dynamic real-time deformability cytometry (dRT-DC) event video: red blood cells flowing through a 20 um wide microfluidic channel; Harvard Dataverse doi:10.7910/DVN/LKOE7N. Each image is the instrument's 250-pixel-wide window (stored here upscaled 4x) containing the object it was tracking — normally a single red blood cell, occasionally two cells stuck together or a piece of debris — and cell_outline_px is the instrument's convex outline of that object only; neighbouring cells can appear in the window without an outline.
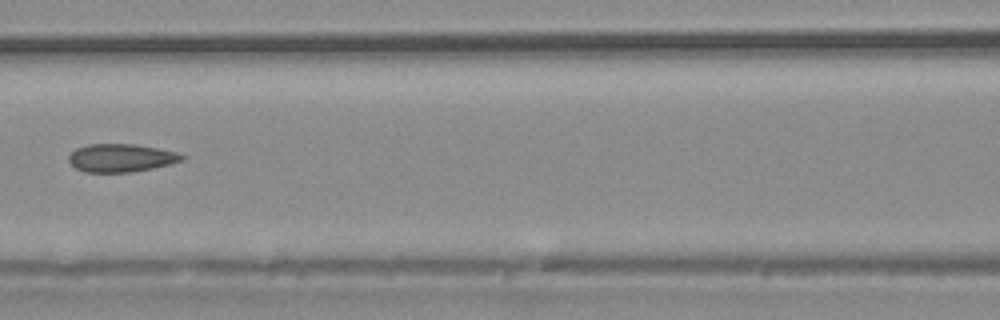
{"species": "common noctule bat (a hibernating species)", "species_latin": "Nyctalus noctula", "temperature_condition": "warm", "stored_images_in_passage": 29, "camera_frame_rate_fps": 3000, "um_per_image_px": 0.085, "animal": {"sex": "male", "body_mass_g": 20.4}, "frame": {"image": 1, "passage_image": 9, "time_ms": 2.667, "image_size_px": [1000, 320], "cell_outline_px": [[188, 156], [184, 160], [152, 168], [132, 172], [84, 172], [76, 168], [68, 160], [68, 156], [76, 148], [88, 144], [136, 144], [180, 152]], "centroid_in_image_um": [10.33, 13.41], "position_along_channel_um": 156.3, "area_um2": 18.67}}
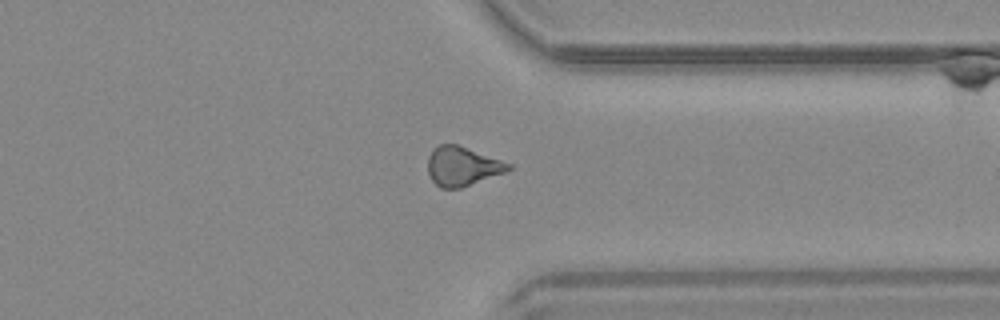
{"frame": {"image": 2, "passage_image": 21, "time_ms": 6.667, "image_size_px": [1000, 320], "cell_outline_px": [[512, 168], [504, 172], [460, 188], [440, 188], [432, 180], [428, 172], [428, 156], [432, 148], [440, 144], [456, 144], [512, 164]], "centroid_in_image_um": [39.26, 14.12], "position_along_channel_um": 372.1, "area_um2": 18.15}}